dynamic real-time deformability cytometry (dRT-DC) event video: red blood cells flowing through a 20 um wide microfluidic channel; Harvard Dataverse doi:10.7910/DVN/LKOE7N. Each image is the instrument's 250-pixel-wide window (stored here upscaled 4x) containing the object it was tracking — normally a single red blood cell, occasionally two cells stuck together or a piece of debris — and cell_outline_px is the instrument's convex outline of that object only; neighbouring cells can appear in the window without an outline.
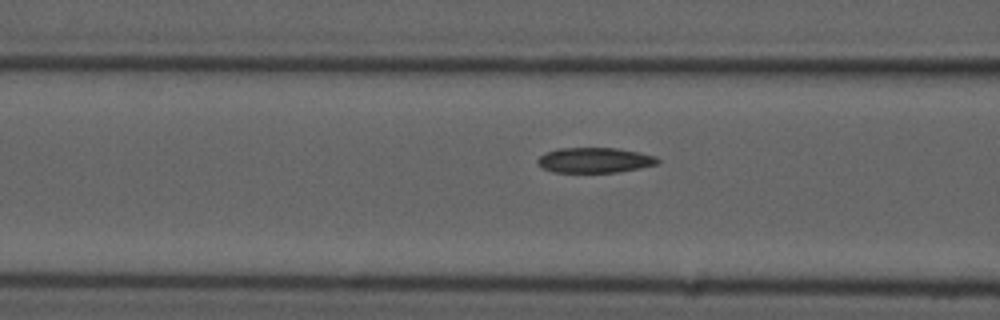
{"species": "common noctule bat (a hibernating species)", "species_latin": "Nyctalus noctula", "temperature_condition": "cold", "stored_images_in_passage": 9, "camera_frame_rate_fps": 3000, "um_per_image_px": 0.085, "animal": {"sex": "male", "forearm_length_mm": 52.5}, "frame": {"image": 1, "passage_image": 6, "time_ms": 1.667, "image_size_px": [1000, 320], "cell_outline_px": [[660, 160], [656, 164], [640, 168], [616, 172], [552, 172], [544, 168], [536, 160], [540, 156], [556, 148], [616, 148], [656, 156]], "centroid_in_image_um": [50.54, 13.61], "position_along_channel_um": 116.1, "area_um2": 17.4}}